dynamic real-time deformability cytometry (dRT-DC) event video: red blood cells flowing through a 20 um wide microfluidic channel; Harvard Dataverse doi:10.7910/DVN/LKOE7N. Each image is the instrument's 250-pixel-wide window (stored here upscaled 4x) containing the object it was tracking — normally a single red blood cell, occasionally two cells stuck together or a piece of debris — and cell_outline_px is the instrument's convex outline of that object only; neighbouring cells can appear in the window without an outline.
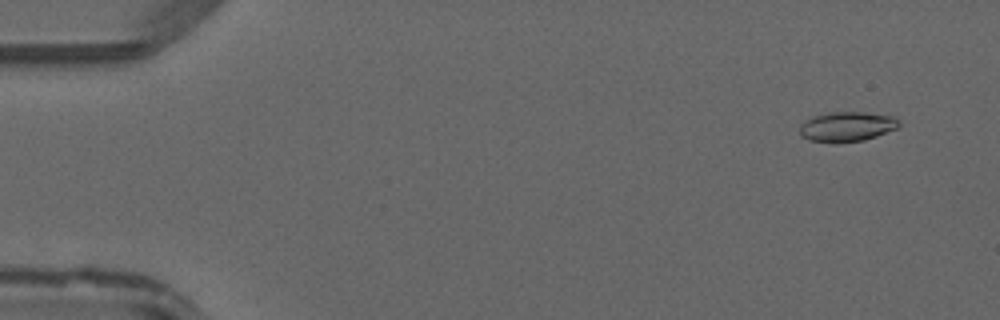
{"species": "common noctule bat (a hibernating species)", "species_latin": "Nyctalus noctula", "temperature_condition": "warm", "stored_images_in_passage": 48, "camera_frame_rate_fps": 3000, "um_per_image_px": 0.085, "animal": {"sex": "male", "forearm_length_mm": 52.5}, "frame": {"image": 1, "passage_image": 4, "time_ms": 1.0, "image_size_px": [1000, 320], "cell_outline_px": [[900, 124], [896, 128], [876, 136], [864, 140], [836, 144], [832, 144], [808, 140], [800, 136], [800, 124], [804, 120], [812, 116], [828, 112], [864, 112], [892, 116], [900, 120]], "centroid_in_image_um": [71.93, 10.78], "position_along_channel_um": 13.1, "area_um2": 17.63}}
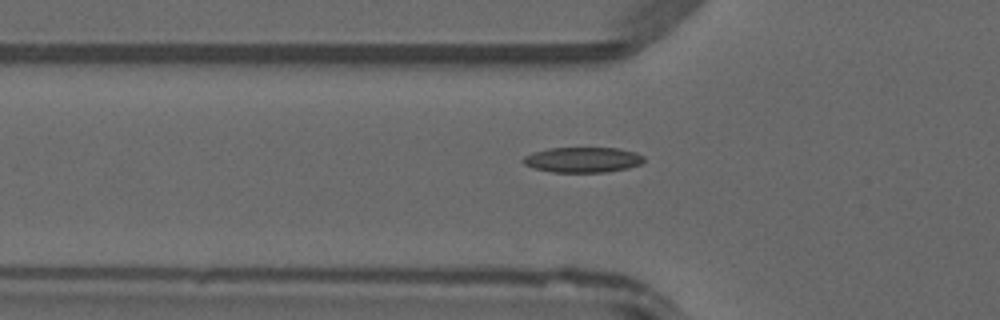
{"frame": {"image": 2, "passage_image": 17, "time_ms": 5.333, "image_size_px": [1000, 320], "cell_outline_px": [[644, 160], [640, 164], [628, 168], [608, 172], [552, 172], [532, 168], [524, 164], [520, 160], [524, 156], [532, 152], [548, 148], [616, 148], [636, 152], [644, 156]], "centroid_in_image_um": [49.49, 13.58], "position_along_channel_um": 76.3, "area_um2": 17.98}}
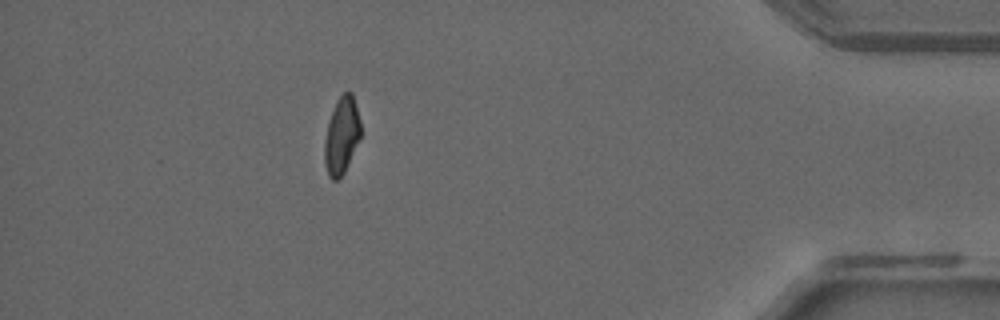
{"frame": {"image": 3, "passage_image": 43, "time_ms": 14.0, "image_size_px": [1000, 320], "cell_outline_px": [[360, 136], [344, 172], [336, 180], [332, 180], [328, 176], [324, 160], [324, 140], [328, 120], [336, 100], [348, 88], [352, 92], [360, 120]], "centroid_in_image_um": [29.01, 11.47], "position_along_channel_um": 406.2, "area_um2": 16.18}}